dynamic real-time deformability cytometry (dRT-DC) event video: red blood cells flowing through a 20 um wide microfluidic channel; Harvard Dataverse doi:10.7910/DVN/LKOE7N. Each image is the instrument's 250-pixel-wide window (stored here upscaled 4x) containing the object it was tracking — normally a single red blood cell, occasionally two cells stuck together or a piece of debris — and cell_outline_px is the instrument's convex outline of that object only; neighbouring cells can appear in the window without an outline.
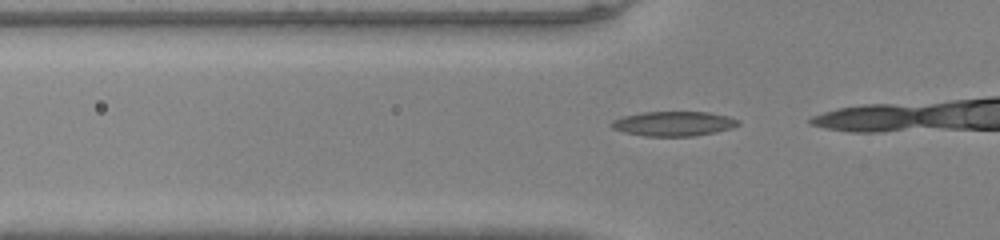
{"species": "common noctule bat (a hibernating species)", "species_latin": "Nyctalus noctula", "temperature_condition": "warm", "stored_images_in_passage": 5, "camera_frame_rate_fps": 3000, "um_per_image_px": 0.085, "animal": {"sex": "male", "body_mass_g": 20.0, "forearm_length_mm": 53.3}, "frame": {"image": 1, "passage_image": 2, "time_ms": 0.333, "image_size_px": [1000, 240], "cell_outline_px": [[740, 124], [732, 128], [716, 132], [692, 136], [644, 136], [624, 132], [612, 128], [608, 124], [612, 120], [624, 116], [644, 112], [708, 112], [728, 116], [740, 120]], "centroid_in_image_um": [57.26, 10.51], "position_along_channel_um": 68.5, "area_um2": 18.26}}